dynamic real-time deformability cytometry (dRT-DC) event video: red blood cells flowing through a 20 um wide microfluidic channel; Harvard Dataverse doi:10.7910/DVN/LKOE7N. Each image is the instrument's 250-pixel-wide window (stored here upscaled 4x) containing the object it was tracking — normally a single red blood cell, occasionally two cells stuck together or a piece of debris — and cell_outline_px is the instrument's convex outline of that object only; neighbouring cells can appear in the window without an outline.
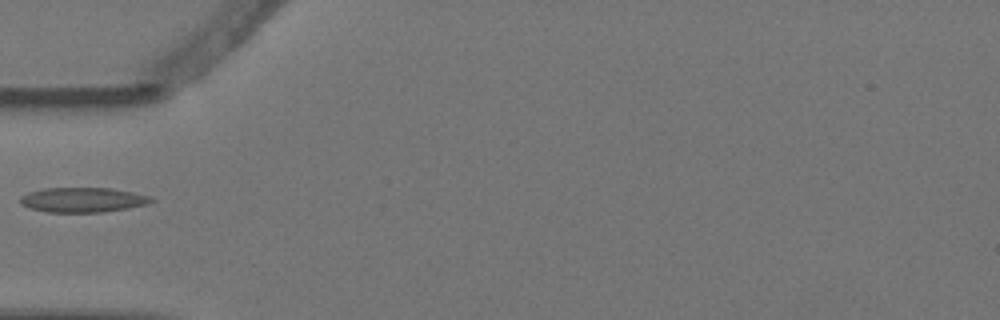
{"species": "Egyptian fruit bat (a non-hibernating species)", "species_latin": "Rousettus aegyptiacus", "temperature_condition": "warm", "stored_images_in_passage": 1, "camera_frame_rate_fps": 3000, "um_per_image_px": 0.085, "animal": {"sex": "female"}, "frame": {"image": 1, "passage_image": 1, "time_ms": 0.0, "image_size_px": [1000, 320], "cell_outline_px": [[156, 200], [148, 204], [104, 212], [48, 212], [28, 208], [20, 204], [20, 196], [28, 192], [44, 188], [112, 188], [132, 192], [148, 196]], "centroid_in_image_um": [7.0, 16.99], "position_along_channel_um": 78.0, "area_um2": 18.96}}